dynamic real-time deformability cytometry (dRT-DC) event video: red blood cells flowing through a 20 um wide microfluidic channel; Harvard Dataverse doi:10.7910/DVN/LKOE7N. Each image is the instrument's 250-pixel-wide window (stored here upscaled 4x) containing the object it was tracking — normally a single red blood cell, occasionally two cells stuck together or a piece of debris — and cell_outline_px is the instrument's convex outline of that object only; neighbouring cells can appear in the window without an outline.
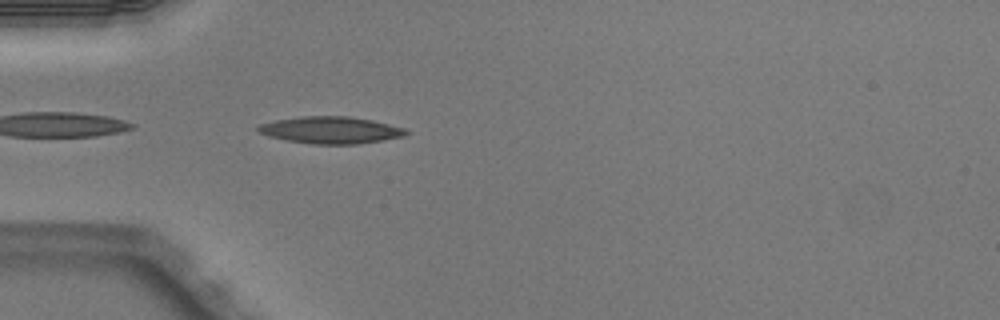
{"species": "Egyptian fruit bat (a non-hibernating species)", "species_latin": "Rousettus aegyptiacus", "temperature_condition": "warm", "stored_images_in_passage": 36, "camera_frame_rate_fps": 3000, "um_per_image_px": 0.085, "animal": {"sex": "male"}, "frame": {"image": 1, "passage_image": 1, "time_ms": 0.0, "image_size_px": [1000, 320], "cell_outline_px": [[408, 132], [404, 136], [384, 140], [356, 144], [312, 144], [288, 140], [268, 136], [260, 132], [256, 128], [260, 124], [276, 120], [304, 116], [348, 116], [372, 120], [404, 128]], "centroid_in_image_um": [28.12, 11.06], "position_along_channel_um": 56.9, "area_um2": 23.0}}
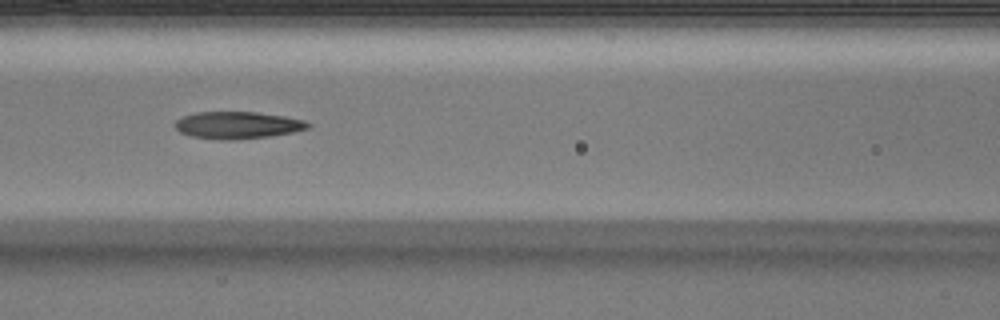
{"frame": {"image": 2, "passage_image": 8, "time_ms": 2.333, "image_size_px": [1000, 320], "cell_outline_px": [[312, 124], [308, 128], [292, 132], [268, 136], [232, 140], [220, 140], [192, 136], [180, 132], [172, 124], [176, 120], [184, 116], [196, 112], [256, 112], [284, 116], [304, 120]], "centroid_in_image_um": [20.17, 10.63], "position_along_channel_um": 146.4, "area_um2": 20.92}}
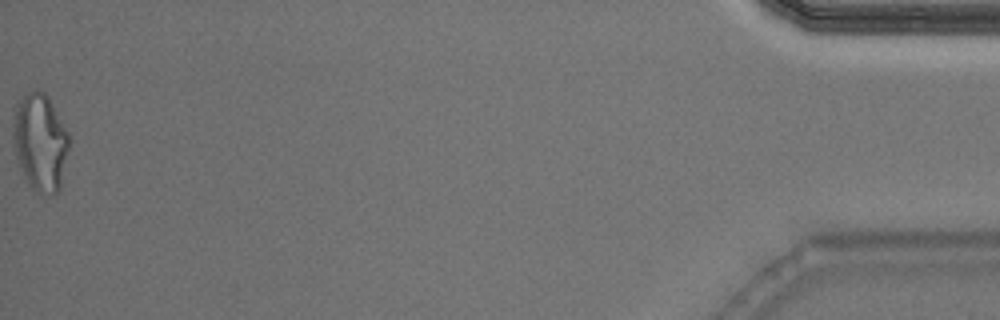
{"frame": {"image": 3, "passage_image": 36, "time_ms": 11.667, "image_size_px": [1000, 320], "cell_outline_px": [[68, 148], [60, 188], [56, 192], [36, 192], [28, 184], [24, 176], [16, 156], [12, 140], [12, 116], [16, 104], [28, 92], [36, 88], [44, 92], [48, 96], [68, 132]], "centroid_in_image_um": [3.38, 12.03], "position_along_channel_um": 431.8, "area_um2": 31.62}, "authors_computed_cell_mechanics": {"area_um2": 22.0218, "velocity_mm_per_s": 4.0671, "shape_relaxation_time_tau1_ms": null, "shape_relaxation_time_tau2_ms": 2.9591, "deformation_change_tau1": null, "deformation_change_tau2": 0.1325}}